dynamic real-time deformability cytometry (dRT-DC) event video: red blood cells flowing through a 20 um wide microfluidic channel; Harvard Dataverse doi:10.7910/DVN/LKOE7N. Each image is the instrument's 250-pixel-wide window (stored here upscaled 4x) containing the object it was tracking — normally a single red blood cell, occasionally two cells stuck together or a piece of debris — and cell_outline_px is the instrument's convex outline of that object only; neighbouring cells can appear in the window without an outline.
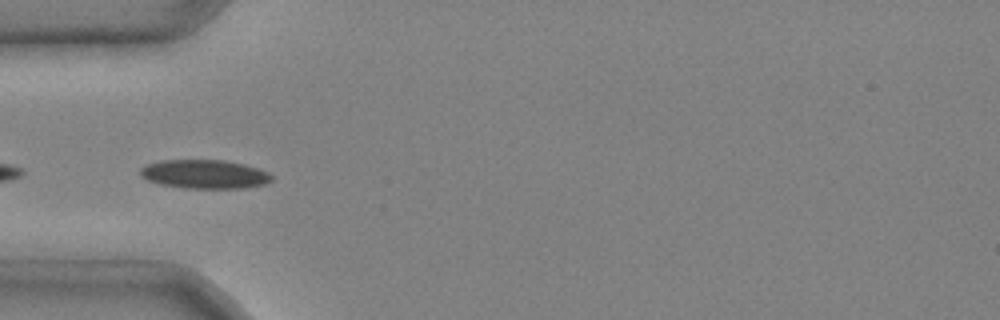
{"species": "common noctule bat (a hibernating species)", "species_latin": "Nyctalus noctula", "temperature_condition": "cold", "stored_images_in_passage": 2, "camera_frame_rate_fps": 3000, "um_per_image_px": 0.085, "animal": {"sex": "male", "body_mass_g": 20.4}, "frame": {"image": 1, "passage_image": 2, "time_ms": 0.333, "image_size_px": [1000, 320], "cell_outline_px": [[272, 180], [264, 184], [244, 188], [184, 188], [160, 184], [148, 180], [140, 176], [140, 168], [144, 164], [160, 160], [224, 160], [244, 164], [268, 172], [272, 176]], "centroid_in_image_um": [17.35, 14.8], "position_along_channel_um": 67.7, "area_um2": 22.14}}